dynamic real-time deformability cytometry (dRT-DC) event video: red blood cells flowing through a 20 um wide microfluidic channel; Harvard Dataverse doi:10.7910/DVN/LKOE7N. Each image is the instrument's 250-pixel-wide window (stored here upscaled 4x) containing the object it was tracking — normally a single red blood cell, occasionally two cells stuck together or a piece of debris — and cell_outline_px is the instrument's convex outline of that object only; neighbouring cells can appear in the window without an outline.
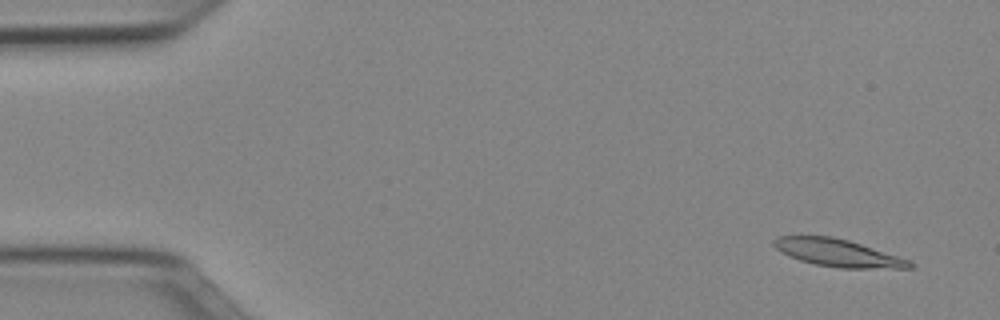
{"species": "Egyptian fruit bat (a non-hibernating species)", "species_latin": "Rousettus aegyptiacus", "temperature_condition": "cold", "stored_images_in_passage": 51, "camera_frame_rate_fps": 3000, "um_per_image_px": 0.085, "animal": {"sex": "female"}, "frame": {"image": 1, "passage_image": 3, "time_ms": 0.667, "image_size_px": [1000, 320], "cell_outline_px": [[916, 264], [912, 268], [840, 268], [816, 264], [800, 260], [788, 256], [780, 252], [772, 244], [772, 240], [776, 236], [832, 236], [848, 240], [912, 260]], "centroid_in_image_um": [71.23, 21.49], "position_along_channel_um": 13.8, "area_um2": 21.85}}
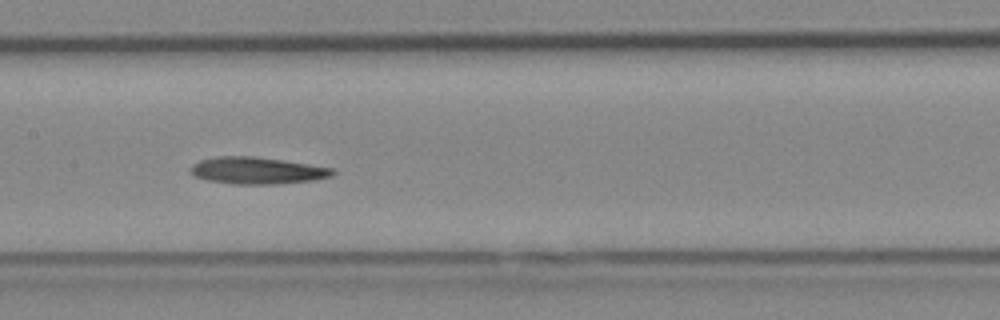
{"frame": {"image": 2, "passage_image": 25, "time_ms": 8.0, "image_size_px": [1000, 320], "cell_outline_px": [[336, 172], [332, 176], [316, 180], [272, 184], [232, 184], [204, 180], [192, 176], [192, 164], [200, 160], [220, 156], [252, 156], [308, 164], [332, 168]], "centroid_in_image_um": [21.83, 14.51], "position_along_channel_um": 185.6, "area_um2": 22.2}}
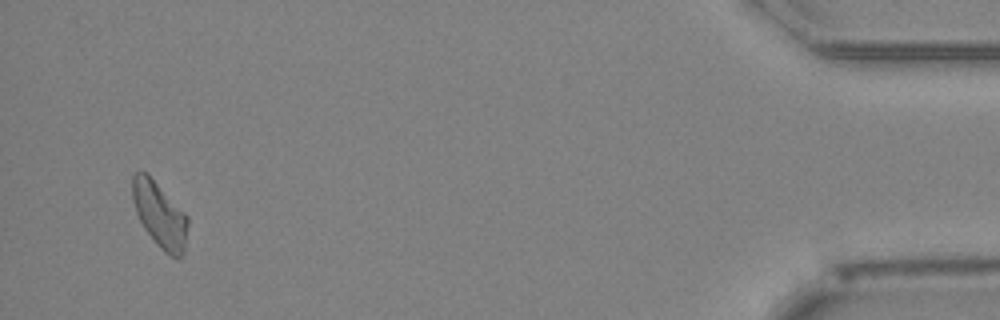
{"frame": {"image": 3, "passage_image": 49, "time_ms": 16.0, "image_size_px": [1000, 320], "cell_outline_px": [[188, 224], [184, 252], [180, 256], [168, 256], [156, 244], [144, 228], [136, 212], [132, 200], [132, 176], [136, 172], [144, 172], [188, 216]], "centroid_in_image_um": [13.57, 18.3], "position_along_channel_um": 421.6, "area_um2": 20.58}}